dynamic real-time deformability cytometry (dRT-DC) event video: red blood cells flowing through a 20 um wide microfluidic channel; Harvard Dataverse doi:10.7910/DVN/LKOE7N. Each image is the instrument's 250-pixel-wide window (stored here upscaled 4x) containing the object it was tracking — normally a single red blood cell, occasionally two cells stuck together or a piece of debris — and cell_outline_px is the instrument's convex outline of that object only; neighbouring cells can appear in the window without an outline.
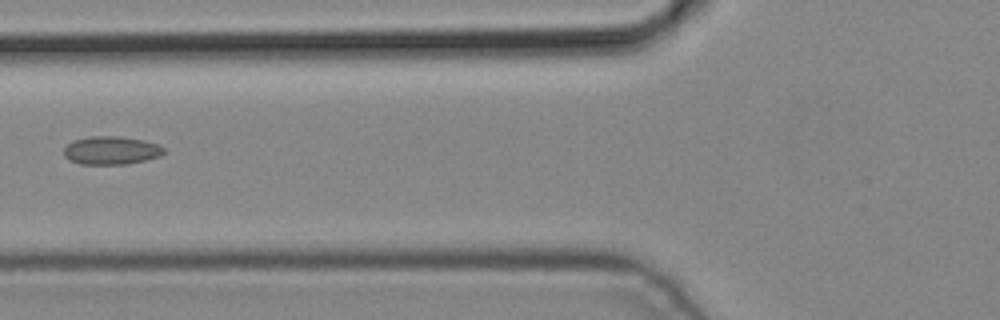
{"species": "common noctule bat (a hibernating species)", "species_latin": "Nyctalus noctula", "temperature_condition": "cold", "stored_images_in_passage": 6, "camera_frame_rate_fps": 3000, "um_per_image_px": 0.085, "animal": {"sex": "male", "body_mass_g": 19.2, "forearm_length_mm": 51.8}, "frame": {"image": 1, "passage_image": 6, "time_ms": 1.667, "image_size_px": [1000, 320], "cell_outline_px": [[168, 152], [160, 156], [128, 164], [80, 164], [68, 160], [64, 156], [64, 148], [72, 140], [88, 136], [120, 136], [144, 140], [160, 144]], "centroid_in_image_um": [9.47, 12.78], "position_along_channel_um": 116.3, "area_um2": 16.76}}